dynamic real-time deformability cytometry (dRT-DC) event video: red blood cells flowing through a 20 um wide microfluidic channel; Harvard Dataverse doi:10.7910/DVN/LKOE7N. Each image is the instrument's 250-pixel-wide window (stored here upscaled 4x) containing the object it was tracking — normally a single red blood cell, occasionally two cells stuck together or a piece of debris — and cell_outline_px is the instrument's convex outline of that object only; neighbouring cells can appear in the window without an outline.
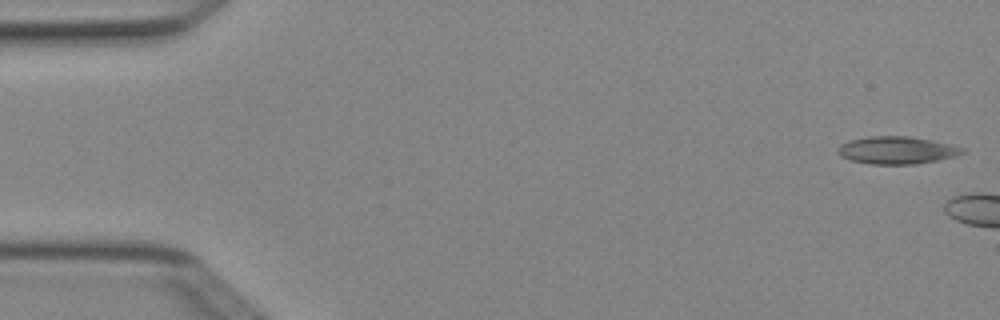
{"species": "Egyptian fruit bat (a non-hibernating species)", "species_latin": "Rousettus aegyptiacus", "temperature_condition": "cold", "stored_images_in_passage": 2, "camera_frame_rate_fps": 3000, "um_per_image_px": 0.085, "animal": {"sex": "female"}, "frame": {"image": 1, "passage_image": 1, "time_ms": 0.0, "image_size_px": [1000, 320], "cell_outline_px": [[964, 152], [956, 156], [916, 164], [872, 164], [852, 160], [840, 156], [836, 152], [836, 148], [840, 144], [852, 140], [868, 136], [908, 136], [932, 140], [964, 148]], "centroid_in_image_um": [76.19, 12.76], "position_along_channel_um": 8.8, "area_um2": 19.83}}